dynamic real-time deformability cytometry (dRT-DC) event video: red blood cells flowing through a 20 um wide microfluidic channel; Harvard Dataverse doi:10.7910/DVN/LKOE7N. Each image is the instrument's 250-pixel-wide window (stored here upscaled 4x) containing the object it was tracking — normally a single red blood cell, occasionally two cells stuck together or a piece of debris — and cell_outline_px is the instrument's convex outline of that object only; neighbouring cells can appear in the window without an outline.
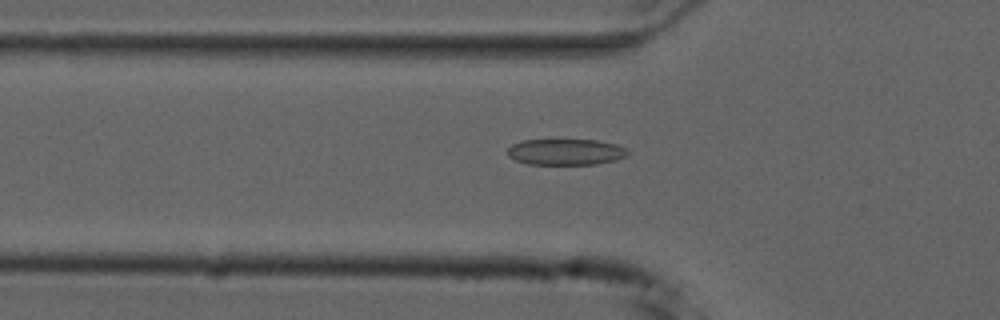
{"species": "common noctule bat (a hibernating species)", "species_latin": "Nyctalus noctula", "temperature_condition": "cold", "stored_images_in_passage": 35, "camera_frame_rate_fps": 3000, "um_per_image_px": 0.085, "animal": {"sex": "male", "forearm_length_mm": 52.5}, "frame": {"image": 1, "passage_image": 8, "time_ms": 2.333, "image_size_px": [1000, 320], "cell_outline_px": [[628, 156], [616, 160], [596, 164], [528, 164], [516, 160], [508, 156], [508, 148], [512, 144], [524, 140], [596, 140], [616, 144], [624, 148], [628, 152]], "centroid_in_image_um": [48.09, 12.91], "position_along_channel_um": 77.7, "area_um2": 18.21}}
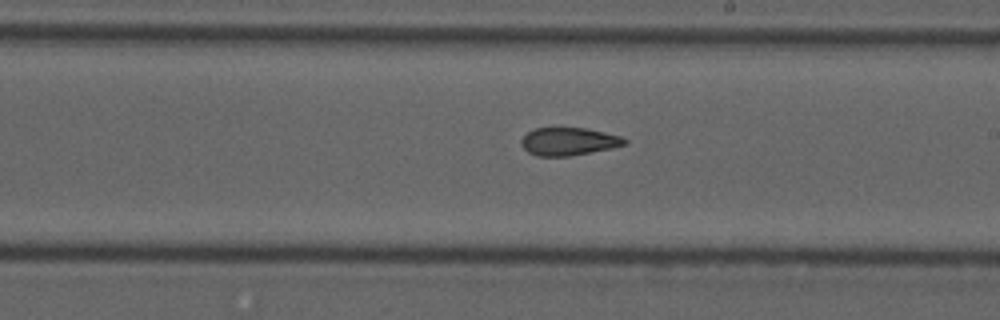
{"frame": {"image": 2, "passage_image": 21, "time_ms": 6.667, "image_size_px": [1000, 320], "cell_outline_px": [[628, 144], [612, 148], [568, 156], [536, 156], [528, 152], [520, 144], [520, 140], [528, 132], [536, 128], [588, 128], [620, 136], [628, 140]], "centroid_in_image_um": [48.34, 12.02], "position_along_channel_um": 240.7, "area_um2": 16.76}}
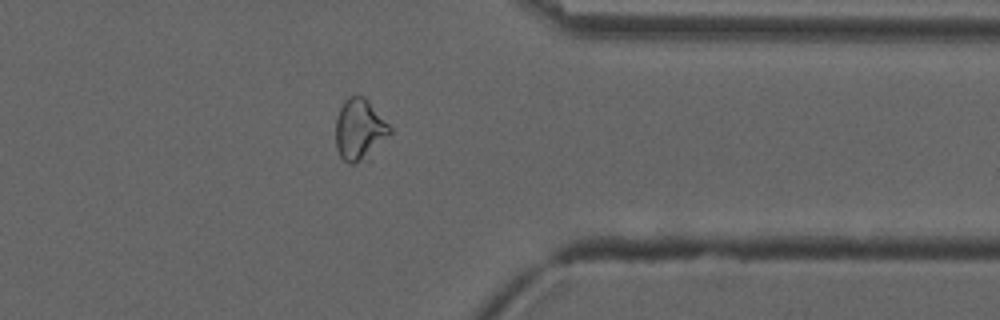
{"frame": {"image": 3, "passage_image": 33, "time_ms": 10.667, "image_size_px": [1000, 320], "cell_outline_px": [[392, 132], [388, 136], [352, 164], [348, 164], [340, 156], [336, 148], [336, 120], [340, 108], [344, 100], [348, 96], [364, 96], [368, 100], [392, 128]], "centroid_in_image_um": [30.52, 10.92], "position_along_channel_um": 380.9, "area_um2": 18.44}, "authors_computed_cell_mechanics": {"area_um2": 17.8024, "velocity_mm_per_s": 3.7543, "shape_relaxation_time_tau1_ms": null, "shape_relaxation_time_tau2_ms": 3.3307, "deformation_change_tau1": null, "deformation_change_tau2": 0.1098}}